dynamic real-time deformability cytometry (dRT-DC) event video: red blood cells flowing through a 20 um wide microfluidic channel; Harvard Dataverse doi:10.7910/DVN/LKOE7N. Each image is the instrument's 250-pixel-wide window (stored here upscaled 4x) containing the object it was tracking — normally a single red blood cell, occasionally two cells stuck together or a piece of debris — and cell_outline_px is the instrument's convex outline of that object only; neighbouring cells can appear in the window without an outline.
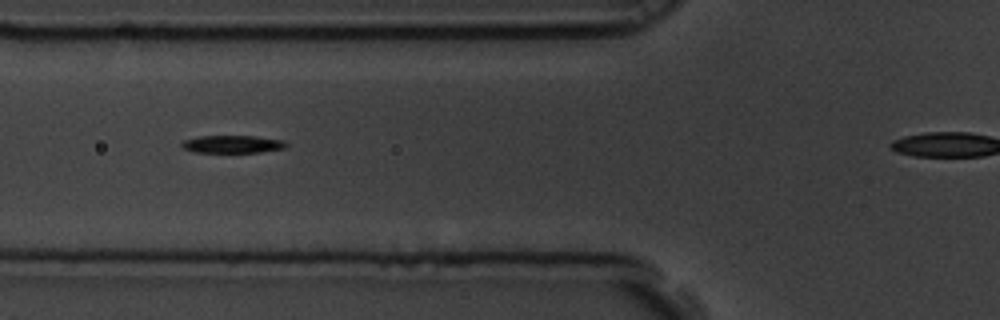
{"species": "common noctule bat (a hibernating species)", "species_latin": "Nyctalus noctula", "temperature_condition": "room temperature", "stored_images_in_passage": 7, "camera_frame_rate_fps": 3000, "um_per_image_px": 0.085, "animal": {"sex": "male", "body_mass_g": 19.5, "forearm_length_mm": 54.6}, "frame": {"image": 1, "passage_image": 4, "time_ms": 1.0, "image_size_px": [1000, 320], "cell_outline_px": [[288, 144], [284, 148], [260, 152], [196, 152], [184, 148], [180, 144], [184, 140], [200, 136], [256, 136], [284, 140]], "centroid_in_image_um": [19.79, 12.25], "position_along_channel_um": 106.0, "area_um2": 10.64}}
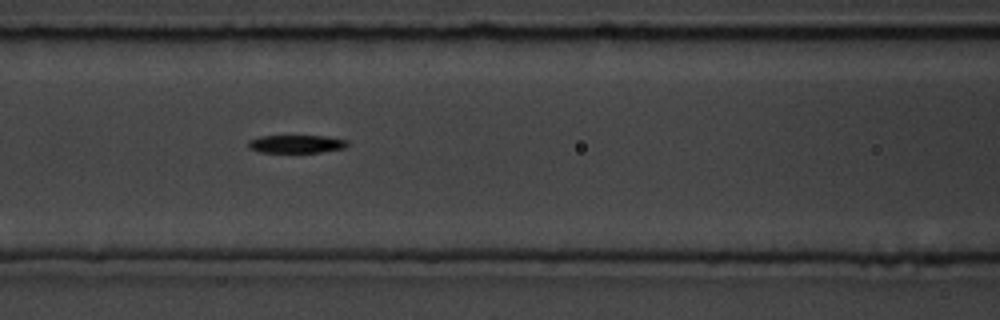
{"frame": {"image": 2, "passage_image": 5, "time_ms": 1.333, "image_size_px": [1000, 320], "cell_outline_px": [[348, 144], [344, 148], [320, 152], [260, 152], [248, 148], [248, 140], [260, 136], [324, 136], [348, 140]], "centroid_in_image_um": [25.16, 12.23], "position_along_channel_um": 141.4, "area_um2": 10.35}}